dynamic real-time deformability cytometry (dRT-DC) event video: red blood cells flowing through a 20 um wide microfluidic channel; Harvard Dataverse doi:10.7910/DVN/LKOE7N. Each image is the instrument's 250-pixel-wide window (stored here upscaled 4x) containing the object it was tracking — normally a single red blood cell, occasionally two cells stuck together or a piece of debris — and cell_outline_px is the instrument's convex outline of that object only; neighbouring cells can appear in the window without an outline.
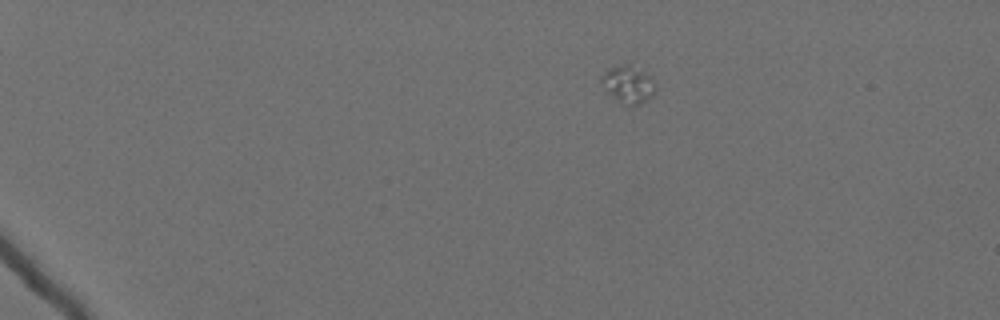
{"species": "Egyptian fruit bat (a non-hibernating species)", "species_latin": "Rousettus aegyptiacus", "temperature_condition": "cold", "stored_images_in_passage": 49, "camera_frame_rate_fps": 3000, "um_per_image_px": 0.085, "animal": {"sex": "female"}, "frame": {"image": 1, "passage_image": 1, "time_ms": 0.0, "image_size_px": [1000, 320], "cell_outline_px": [[656, 92], [652, 96], [640, 104], [620, 104], [608, 92], [600, 80], [600, 76], [608, 68], [624, 64], [632, 64], [644, 72], [648, 76], [656, 88]], "centroid_in_image_um": [53.37, 7.16], "position_along_channel_um": 31.6, "area_um2": 11.62}}